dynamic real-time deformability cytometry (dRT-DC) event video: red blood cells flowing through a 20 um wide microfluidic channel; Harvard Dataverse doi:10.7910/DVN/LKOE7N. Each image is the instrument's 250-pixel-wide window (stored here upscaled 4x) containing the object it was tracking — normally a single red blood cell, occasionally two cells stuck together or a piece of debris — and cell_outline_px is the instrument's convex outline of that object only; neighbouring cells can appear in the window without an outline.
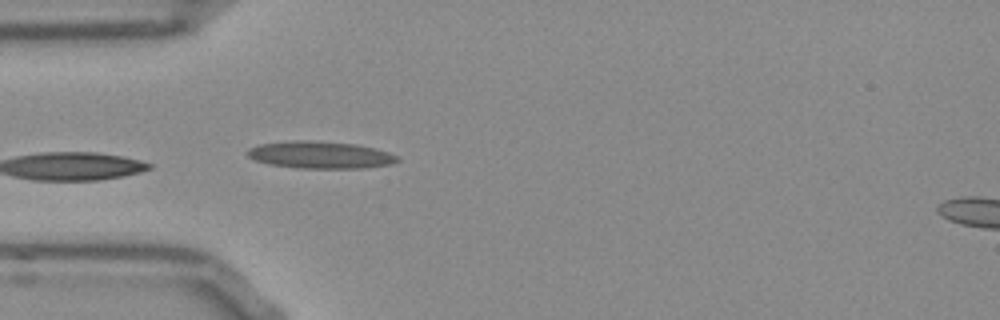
{"species": "Egyptian fruit bat (a non-hibernating species)", "species_latin": "Rousettus aegyptiacus", "temperature_condition": "room temperature", "stored_images_in_passage": 38, "camera_frame_rate_fps": 3000, "um_per_image_px": 0.085, "frame": {"image": 1, "passage_image": 1, "time_ms": 0.0, "image_size_px": [1000, 320], "cell_outline_px": [[400, 160], [392, 164], [364, 168], [300, 168], [272, 164], [256, 160], [248, 156], [248, 148], [260, 144], [296, 140], [308, 140], [356, 144], [388, 152], [396, 156]], "centroid_in_image_um": [27.24, 13.16], "position_along_channel_um": 57.8, "area_um2": 23.41}}
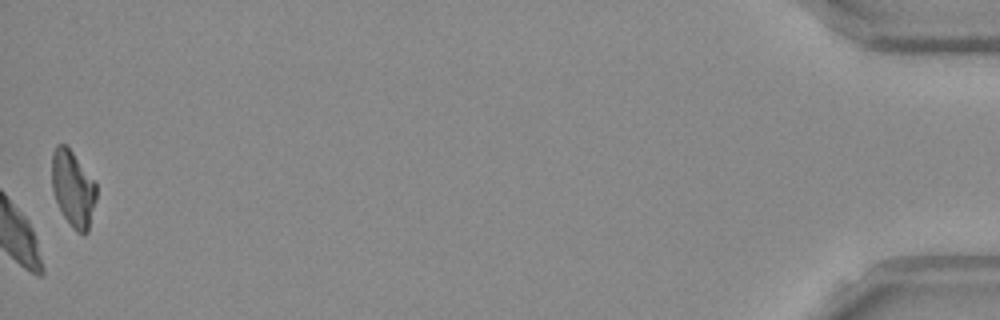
{"frame": {"image": 2, "passage_image": 38, "time_ms": 12.333, "image_size_px": [1000, 320], "cell_outline_px": [[96, 200], [88, 232], [84, 236], [76, 232], [72, 228], [64, 216], [56, 200], [52, 188], [52, 152], [56, 144], [64, 144], [72, 152], [96, 184]], "centroid_in_image_um": [6.21, 16.07], "position_along_channel_um": 429.0, "area_um2": 19.59}, "authors_computed_cell_mechanics": {"area_um2": 23.2356, "velocity_mm_per_s": 3.7707, "shape_relaxation_time_tau1_ms": 6.8642, "shape_relaxation_time_tau2_ms": null, "deformation_change_tau1": 0.1414, "deformation_change_tau2": null}}